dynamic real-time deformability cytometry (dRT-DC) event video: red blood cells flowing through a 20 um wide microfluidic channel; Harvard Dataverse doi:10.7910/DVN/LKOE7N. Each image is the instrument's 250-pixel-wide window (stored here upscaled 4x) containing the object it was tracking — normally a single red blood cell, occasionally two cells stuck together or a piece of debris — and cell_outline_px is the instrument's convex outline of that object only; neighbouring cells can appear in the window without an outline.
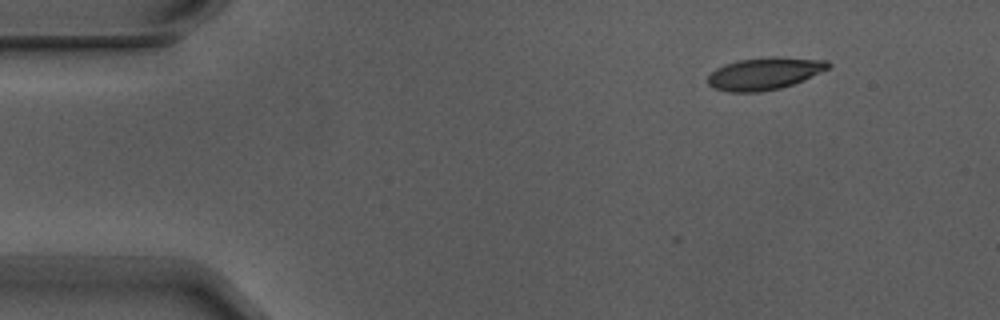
{"species": "Egyptian fruit bat (a non-hibernating species)", "species_latin": "Rousettus aegyptiacus", "temperature_condition": "warm", "stored_images_in_passage": 4, "camera_frame_rate_fps": 3000, "um_per_image_px": 0.085, "animal": {"sex": "male"}, "frame": {"image": 1, "passage_image": 2, "time_ms": 0.333, "image_size_px": [1000, 320], "cell_outline_px": [[832, 64], [828, 68], [804, 80], [780, 88], [760, 92], [728, 92], [712, 88], [708, 84], [708, 76], [716, 68], [724, 64], [740, 60], [772, 56], [828, 60]], "centroid_in_image_um": [64.97, 6.25], "position_along_channel_um": 20.0, "area_um2": 22.66}}
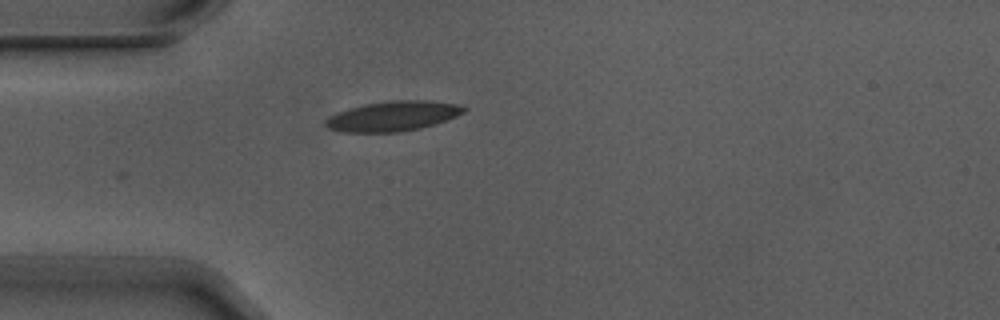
{"frame": {"image": 2, "passage_image": 4, "time_ms": 1.0, "image_size_px": [1000, 320], "cell_outline_px": [[468, 108], [464, 112], [456, 116], [420, 128], [400, 132], [344, 132], [328, 128], [324, 124], [324, 120], [328, 116], [336, 112], [364, 104], [396, 100], [432, 100], [460, 104]], "centroid_in_image_um": [33.39, 9.86], "position_along_channel_um": 51.6, "area_um2": 24.16}}